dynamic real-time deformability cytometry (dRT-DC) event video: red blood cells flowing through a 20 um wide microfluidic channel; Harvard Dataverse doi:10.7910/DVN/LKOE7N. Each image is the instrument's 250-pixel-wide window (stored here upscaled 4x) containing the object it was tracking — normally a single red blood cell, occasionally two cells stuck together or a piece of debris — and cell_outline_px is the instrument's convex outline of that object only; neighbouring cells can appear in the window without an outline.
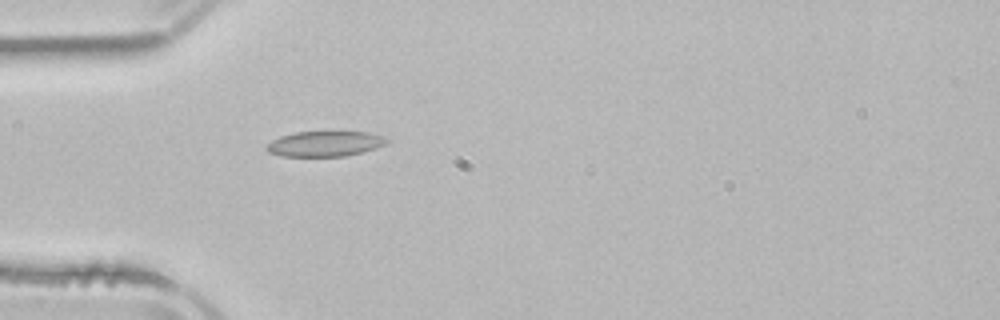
{"species": "common noctule bat (a hibernating species)", "species_latin": "Nyctalus noctula", "temperature_condition": "room temperature", "stored_images_in_passage": 4, "camera_frame_rate_fps": 3000, "um_per_image_px": 0.085, "animal": {"sex": "male", "body_mass_g": 21.5, "forearm_length_mm": 52.0}, "frame": {"image": 1, "passage_image": 4, "time_ms": 4.667, "image_size_px": [1000, 320], "cell_outline_px": [[388, 140], [384, 144], [376, 148], [344, 156], [280, 156], [268, 152], [264, 148], [264, 144], [280, 136], [296, 132], [328, 128], [340, 128], [368, 132], [384, 136]], "centroid_in_image_um": [27.59, 12.15], "position_along_channel_um": 57.4, "area_um2": 18.9}}